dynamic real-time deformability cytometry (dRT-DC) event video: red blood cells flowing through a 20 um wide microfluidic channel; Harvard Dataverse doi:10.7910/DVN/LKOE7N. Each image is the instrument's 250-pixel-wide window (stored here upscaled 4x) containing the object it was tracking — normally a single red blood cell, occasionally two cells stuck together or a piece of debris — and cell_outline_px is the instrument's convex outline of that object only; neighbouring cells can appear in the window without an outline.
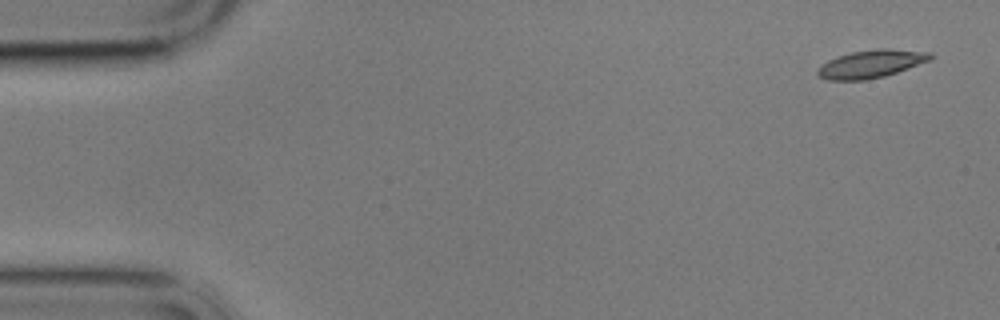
{"species": "common noctule bat (a hibernating species)", "species_latin": "Nyctalus noctula", "temperature_condition": "cold", "stored_images_in_passage": 4, "camera_frame_rate_fps": 3000, "um_per_image_px": 0.085, "animal": {"sex": "male", "body_mass_g": 17.9}, "frame": {"image": 1, "passage_image": 1, "time_ms": 0.0, "image_size_px": [1000, 320], "cell_outline_px": [[936, 56], [932, 60], [884, 76], [864, 80], [828, 80], [820, 76], [816, 72], [828, 60], [836, 56], [852, 52], [880, 48], [888, 48], [932, 52]], "centroid_in_image_um": [74.12, 5.41], "position_along_channel_um": 10.9, "area_um2": 18.32}}
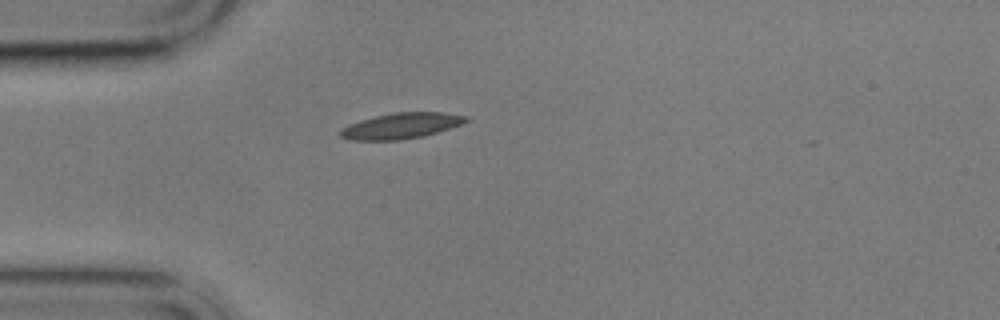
{"frame": {"image": 2, "passage_image": 4, "time_ms": 4.333, "image_size_px": [1000, 320], "cell_outline_px": [[472, 120], [424, 136], [400, 140], [348, 140], [340, 136], [340, 128], [348, 124], [360, 120], [392, 112], [440, 112], [468, 116]], "centroid_in_image_um": [34.07, 10.69], "position_along_channel_um": 50.9, "area_um2": 18.9}}